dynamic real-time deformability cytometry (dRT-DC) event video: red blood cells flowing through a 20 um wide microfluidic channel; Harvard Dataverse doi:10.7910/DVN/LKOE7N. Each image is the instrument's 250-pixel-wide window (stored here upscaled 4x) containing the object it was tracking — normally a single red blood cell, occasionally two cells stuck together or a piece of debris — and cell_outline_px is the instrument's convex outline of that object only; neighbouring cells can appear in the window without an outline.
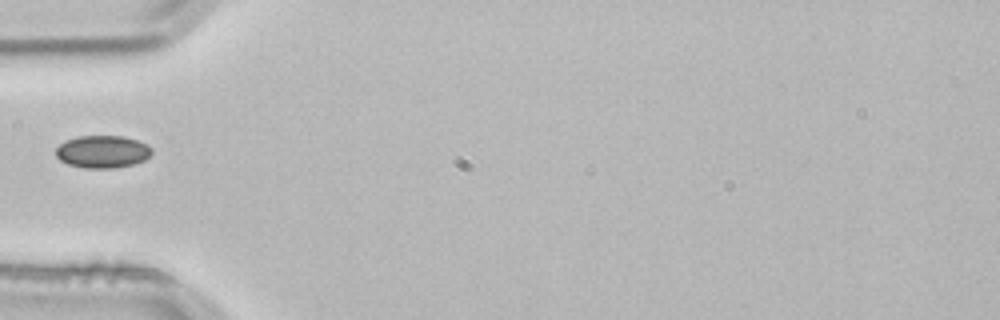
{"species": "common noctule bat (a hibernating species)", "species_latin": "Nyctalus noctula", "temperature_condition": "room temperature", "stored_images_in_passage": 1, "camera_frame_rate_fps": 3000, "um_per_image_px": 0.085, "animal": {"sex": "male", "body_mass_g": 21.5, "forearm_length_mm": 52.0}, "frame": {"image": 1, "passage_image": 1, "time_ms": 0.0, "image_size_px": [1000, 320], "cell_outline_px": [[152, 152], [144, 160], [132, 164], [116, 168], [84, 168], [68, 164], [60, 160], [56, 156], [56, 148], [60, 144], [76, 136], [124, 136], [148, 144], [152, 148]], "centroid_in_image_um": [8.71, 12.89], "position_along_channel_um": 76.3, "area_um2": 18.15}}